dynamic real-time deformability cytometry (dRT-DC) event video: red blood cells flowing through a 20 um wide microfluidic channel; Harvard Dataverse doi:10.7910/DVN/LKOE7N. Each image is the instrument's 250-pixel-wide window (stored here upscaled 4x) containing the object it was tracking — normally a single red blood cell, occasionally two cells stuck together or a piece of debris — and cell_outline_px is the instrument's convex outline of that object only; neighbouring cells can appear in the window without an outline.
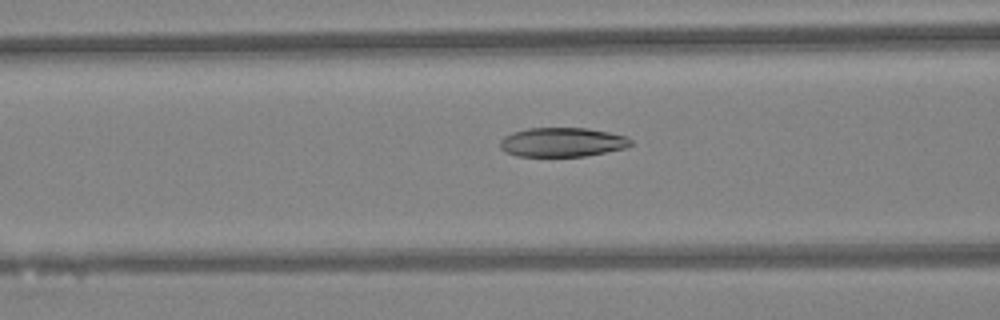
{"species": "Egyptian fruit bat (a non-hibernating species)", "species_latin": "Rousettus aegyptiacus", "temperature_condition": "warm", "stored_images_in_passage": 28, "camera_frame_rate_fps": 3000, "um_per_image_px": 0.085, "animal": {"sex": "female"}, "frame": {"image": 1, "passage_image": 7, "time_ms": 2.0, "image_size_px": [1000, 320], "cell_outline_px": [[632, 144], [628, 148], [584, 156], [516, 156], [504, 152], [500, 148], [500, 140], [504, 136], [512, 132], [528, 128], [588, 128], [608, 132], [624, 136], [632, 140]], "centroid_in_image_um": [47.77, 12.09], "position_along_channel_um": 118.8, "area_um2": 22.37}}
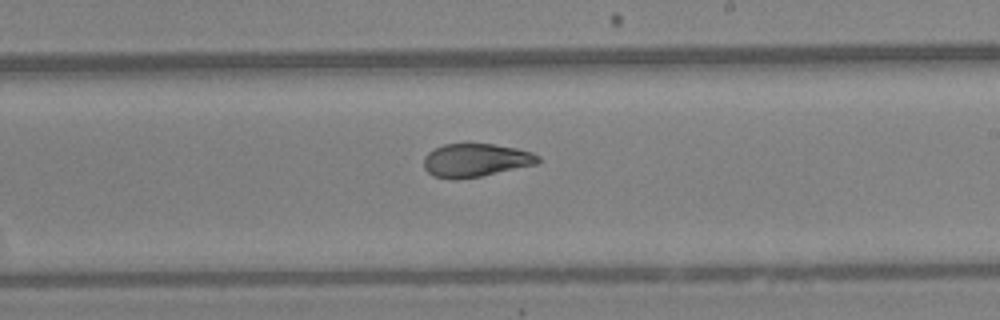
{"frame": {"image": 2, "passage_image": 16, "time_ms": 5.0, "image_size_px": [1000, 320], "cell_outline_px": [[540, 160], [536, 164], [480, 176], [432, 176], [424, 168], [424, 156], [428, 152], [444, 144], [492, 144], [516, 148], [532, 152], [540, 156]], "centroid_in_image_um": [40.46, 13.58], "position_along_channel_um": 248.5, "area_um2": 21.39}}
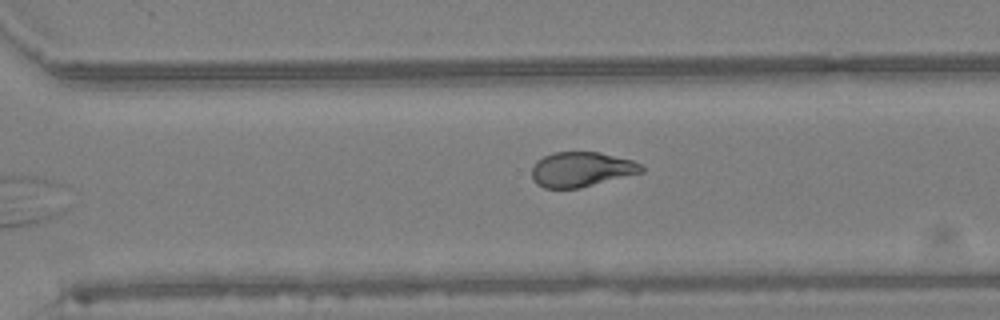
{"frame": {"image": 3, "passage_image": 21, "time_ms": 6.667, "image_size_px": [1000, 320], "cell_outline_px": [[644, 172], [580, 188], [544, 188], [536, 184], [532, 180], [532, 168], [536, 160], [552, 152], [600, 152], [632, 160], [640, 164], [644, 168]], "centroid_in_image_um": [49.4, 14.4], "position_along_channel_um": 321.2, "area_um2": 22.43}, "authors_computed_cell_mechanics": {"area_um2": 23.2356, "velocity_mm_per_s": 4.3501, "shape_relaxation_time_tau1_ms": 6.0201, "shape_relaxation_time_tau2_ms": 2.2043, "deformation_change_tau1": 0.1932, "deformation_change_tau2": 0.0766}}